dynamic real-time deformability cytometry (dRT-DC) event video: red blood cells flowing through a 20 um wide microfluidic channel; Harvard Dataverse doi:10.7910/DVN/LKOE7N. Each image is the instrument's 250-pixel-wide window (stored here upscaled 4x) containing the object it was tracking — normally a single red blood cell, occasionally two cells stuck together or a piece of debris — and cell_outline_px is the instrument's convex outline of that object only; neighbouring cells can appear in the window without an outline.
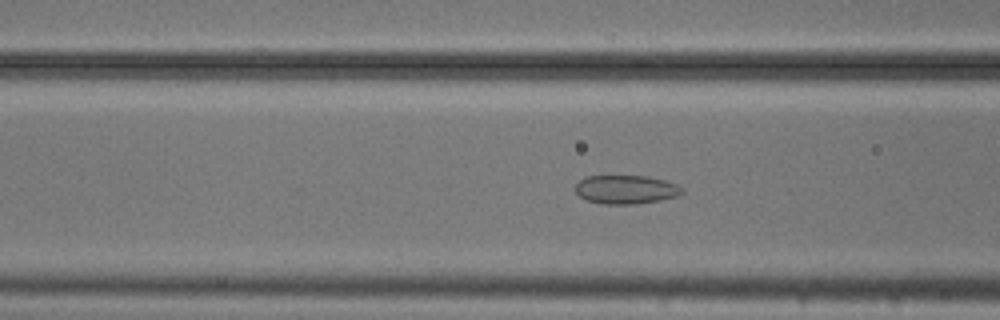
{"species": "common noctule bat (a hibernating species)", "species_latin": "Nyctalus noctula", "temperature_condition": "cold", "stored_images_in_passage": 54, "camera_frame_rate_fps": 3000, "um_per_image_px": 0.085, "animal": {"sex": "male", "body_mass_g": 20.5, "forearm_length_mm": 52.5}, "frame": {"image": 1, "passage_image": 21, "time_ms": 6.667, "image_size_px": [1000, 320], "cell_outline_px": [[684, 192], [676, 196], [660, 200], [636, 204], [600, 204], [584, 200], [576, 192], [576, 184], [580, 180], [588, 176], [648, 176], [664, 180], [676, 184], [684, 188]], "centroid_in_image_um": [53.2, 16.11], "position_along_channel_um": 113.4, "area_um2": 17.92}}
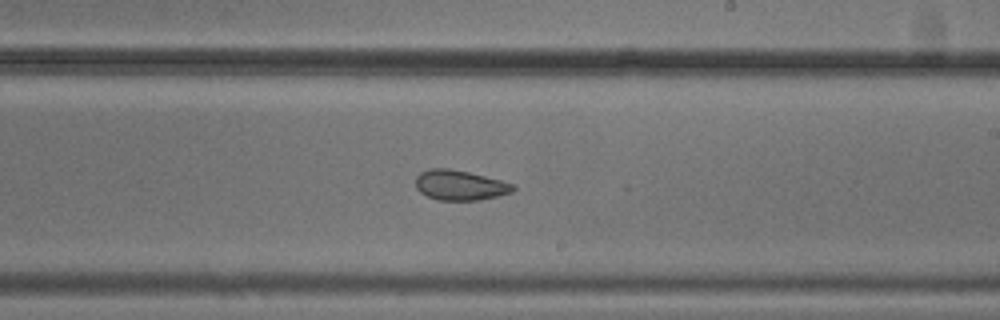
{"frame": {"image": 2, "passage_image": 32, "time_ms": 10.333, "image_size_px": [1000, 320], "cell_outline_px": [[516, 188], [512, 192], [480, 200], [436, 200], [420, 192], [416, 188], [416, 176], [420, 172], [428, 168], [448, 168], [468, 172], [516, 184]], "centroid_in_image_um": [39.08, 15.74], "position_along_channel_um": 249.9, "area_um2": 17.11}}
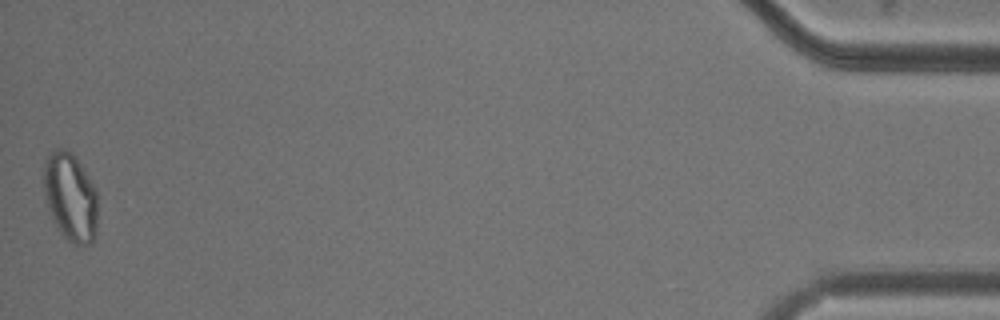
{"frame": {"image": 3, "passage_image": 54, "time_ms": 17.667, "image_size_px": [1000, 320], "cell_outline_px": [[96, 236], [88, 244], [72, 244], [60, 232], [48, 208], [44, 196], [44, 160], [56, 148], [64, 148], [72, 152], [96, 188]], "centroid_in_image_um": [5.97, 16.73], "position_along_channel_um": 429.2, "area_um2": 27.57}, "authors_computed_cell_mechanics": {"area_um2": 21.7039, "velocity_mm_per_s": 3.7165, "shape_relaxation_time_tau1_ms": null, "shape_relaxation_time_tau2_ms": 1.7278, "deformation_change_tau1": null, "deformation_change_tau2": 0.0755}}